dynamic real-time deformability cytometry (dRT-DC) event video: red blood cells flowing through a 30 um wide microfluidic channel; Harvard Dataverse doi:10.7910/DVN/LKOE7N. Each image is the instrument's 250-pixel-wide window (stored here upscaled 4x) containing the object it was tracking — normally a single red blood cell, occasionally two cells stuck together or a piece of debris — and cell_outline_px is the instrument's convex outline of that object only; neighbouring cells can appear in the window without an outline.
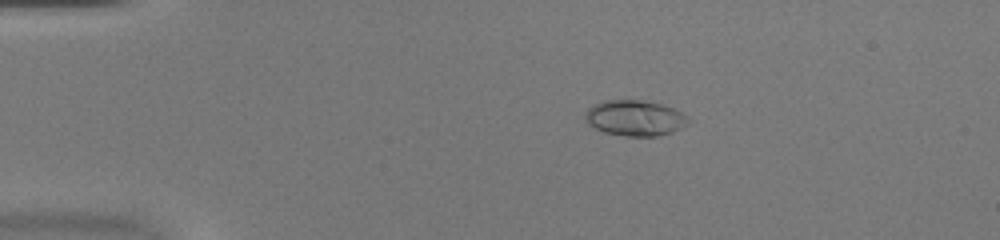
{"species": "common noctule bat (a hibernating species)", "species_latin": "Nyctalus noctula", "temperature_condition": "warm", "stored_images_in_passage": 47, "camera_frame_rate_fps": 3000, "um_per_image_px": 0.085, "animal": {"sex": "female", "body_mass_g": 20.0, "forearm_length_mm": 54.0}, "frame": {"image": 1, "passage_image": 5, "time_ms": 1.333, "image_size_px": [1000, 240], "cell_outline_px": [[688, 124], [672, 132], [656, 136], [624, 136], [604, 132], [588, 124], [584, 116], [588, 108], [604, 100], [644, 100], [660, 104], [672, 108], [688, 116]], "centroid_in_image_um": [53.96, 10.03], "position_along_channel_um": 31.0, "area_um2": 21.27}}
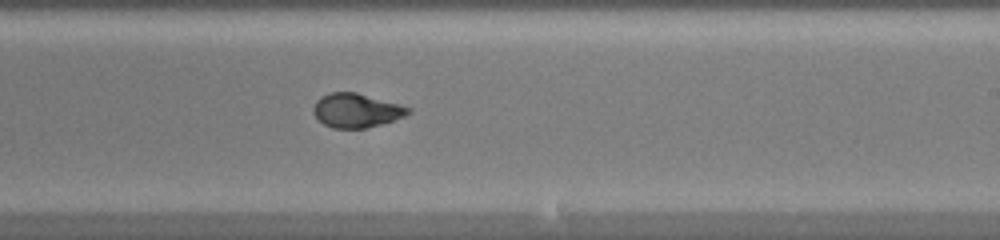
{"frame": {"image": 2, "passage_image": 27, "time_ms": 8.667, "image_size_px": [1000, 240], "cell_outline_px": [[412, 112], [404, 116], [380, 124], [364, 128], [332, 128], [324, 124], [312, 112], [312, 108], [316, 100], [320, 96], [328, 92], [356, 92], [400, 104], [412, 108]], "centroid_in_image_um": [30.27, 9.37], "position_along_channel_um": 258.7, "area_um2": 18.84}}
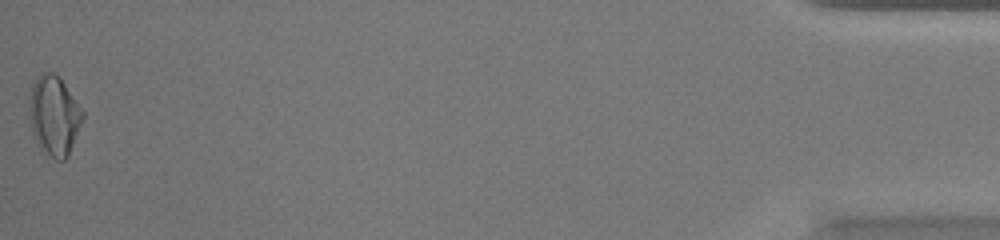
{"frame": {"image": 3, "passage_image": 47, "time_ms": 15.333, "image_size_px": [1000, 240], "cell_outline_px": [[84, 116], [68, 156], [64, 160], [56, 160], [36, 140], [32, 132], [28, 112], [28, 100], [32, 80], [40, 72], [52, 72], [60, 76], [84, 112]], "centroid_in_image_um": [4.58, 9.73], "position_along_channel_um": 430.6, "area_um2": 24.85}, "authors_computed_cell_mechanics": {"area_um2": 19.8254, "velocity_mm_per_s": 3.9661, "shape_relaxation_time_tau1_ms": 5.9371, "shape_relaxation_time_tau2_ms": null, "deformation_change_tau1": 0.225, "deformation_change_tau2": null}}